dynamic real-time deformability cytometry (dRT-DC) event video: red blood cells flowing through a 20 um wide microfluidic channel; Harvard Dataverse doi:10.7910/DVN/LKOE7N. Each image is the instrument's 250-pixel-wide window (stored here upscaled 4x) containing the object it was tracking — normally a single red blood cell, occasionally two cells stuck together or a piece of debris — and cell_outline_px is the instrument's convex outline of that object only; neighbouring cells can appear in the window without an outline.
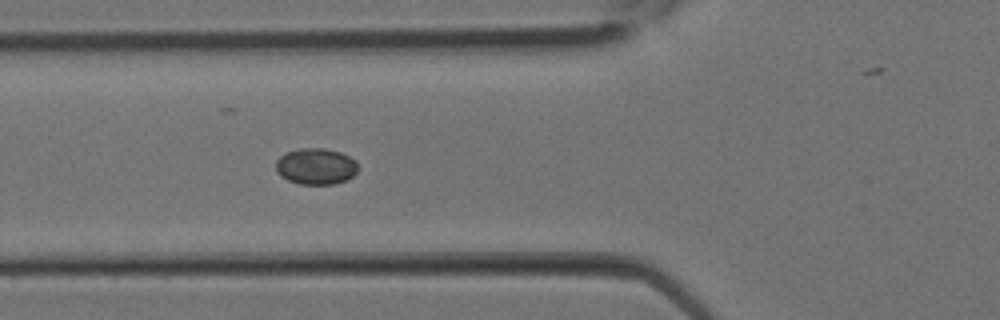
{"species": "Egyptian fruit bat (a non-hibernating species)", "species_latin": "Rousettus aegyptiacus", "temperature_condition": "room temperature", "stored_images_in_passage": 7, "camera_frame_rate_fps": 3000, "um_per_image_px": 0.085, "animal": {"sex": "female"}, "frame": {"image": 1, "passage_image": 6, "time_ms": 1.667, "image_size_px": [1000, 320], "cell_outline_px": [[356, 172], [352, 176], [336, 184], [300, 184], [288, 180], [280, 176], [276, 172], [276, 160], [280, 156], [288, 152], [300, 148], [324, 148], [340, 152], [356, 160]], "centroid_in_image_um": [26.82, 14.14], "position_along_channel_um": 99.0, "area_um2": 17.28}}